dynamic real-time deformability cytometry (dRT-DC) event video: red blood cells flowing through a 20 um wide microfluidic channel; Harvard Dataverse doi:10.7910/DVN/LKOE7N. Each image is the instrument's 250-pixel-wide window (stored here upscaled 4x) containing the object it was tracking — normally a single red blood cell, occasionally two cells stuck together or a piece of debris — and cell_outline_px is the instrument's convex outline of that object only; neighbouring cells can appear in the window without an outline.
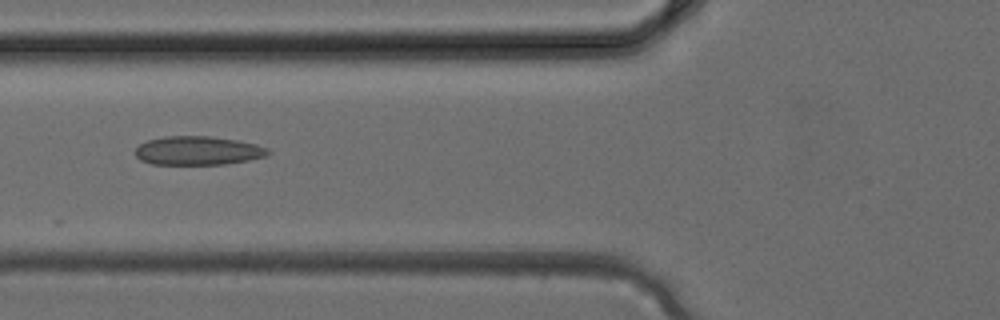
{"species": "common noctule bat (a hibernating species)", "species_latin": "Nyctalus noctula", "temperature_condition": "cold", "stored_images_in_passage": 2, "camera_frame_rate_fps": 3000, "um_per_image_px": 0.085, "animal": {"sex": "female", "body_mass_g": 24.6, "forearm_length_mm": 56.2}, "frame": {"image": 1, "passage_image": 2, "time_ms": 0.333, "image_size_px": [1000, 320], "cell_outline_px": [[272, 152], [268, 156], [248, 160], [224, 164], [152, 164], [140, 160], [136, 156], [136, 148], [140, 144], [148, 140], [164, 136], [212, 136], [236, 140], [256, 144], [268, 148]], "centroid_in_image_um": [16.85, 12.8], "position_along_channel_um": 109.0, "area_um2": 22.31}}